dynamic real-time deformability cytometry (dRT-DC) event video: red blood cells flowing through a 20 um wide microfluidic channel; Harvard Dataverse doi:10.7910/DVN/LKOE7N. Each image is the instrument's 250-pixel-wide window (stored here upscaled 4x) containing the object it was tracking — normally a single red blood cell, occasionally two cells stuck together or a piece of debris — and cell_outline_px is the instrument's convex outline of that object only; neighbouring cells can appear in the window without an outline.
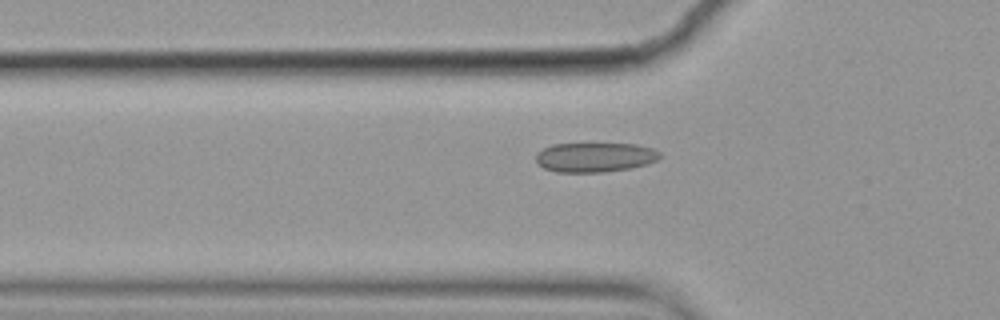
{"species": "common noctule bat (a hibernating species)", "species_latin": "Nyctalus noctula", "temperature_condition": "cold", "stored_images_in_passage": 6, "camera_frame_rate_fps": 3000, "um_per_image_px": 0.085, "animal": {"sex": "female", "body_mass_g": 19.9}, "frame": {"image": 1, "passage_image": 6, "time_ms": 1.667, "image_size_px": [1000, 320], "cell_outline_px": [[660, 156], [656, 160], [632, 168], [604, 172], [556, 172], [544, 168], [536, 164], [536, 152], [552, 144], [636, 144], [652, 148], [660, 152]], "centroid_in_image_um": [50.52, 13.37], "position_along_channel_um": 75.3, "area_um2": 21.33}}